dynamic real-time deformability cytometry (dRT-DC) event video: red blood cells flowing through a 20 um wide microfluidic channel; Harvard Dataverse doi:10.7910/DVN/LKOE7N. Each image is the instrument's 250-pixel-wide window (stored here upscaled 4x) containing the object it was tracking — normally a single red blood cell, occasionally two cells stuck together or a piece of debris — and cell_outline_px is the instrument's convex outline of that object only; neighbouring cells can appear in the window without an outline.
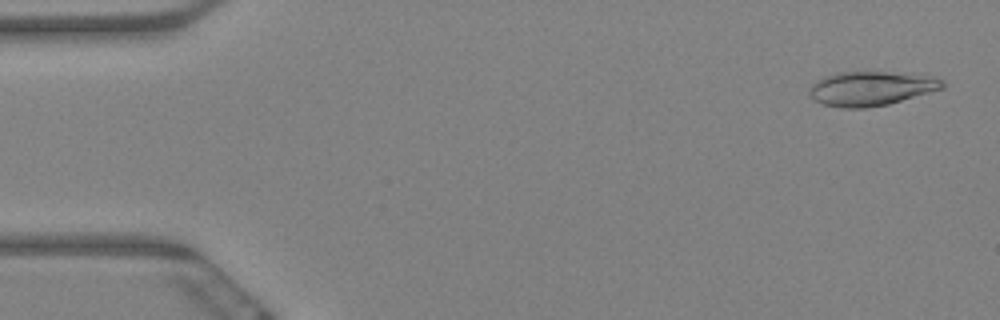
{"species": "Egyptian fruit bat (a non-hibernating species)", "species_latin": "Rousettus aegyptiacus", "temperature_condition": "warm", "stored_images_in_passage": 60, "camera_frame_rate_fps": 3000, "um_per_image_px": 0.085, "animal": {"sex": "female"}, "frame": {"image": 1, "passage_image": 2, "time_ms": 0.333, "image_size_px": [1000, 320], "cell_outline_px": [[944, 88], [888, 104], [868, 108], [840, 108], [820, 104], [808, 92], [812, 84], [816, 80], [824, 76], [836, 72], [888, 72], [932, 76], [944, 80]], "centroid_in_image_um": [74.02, 7.52], "position_along_channel_um": 11.0, "area_um2": 26.65}}
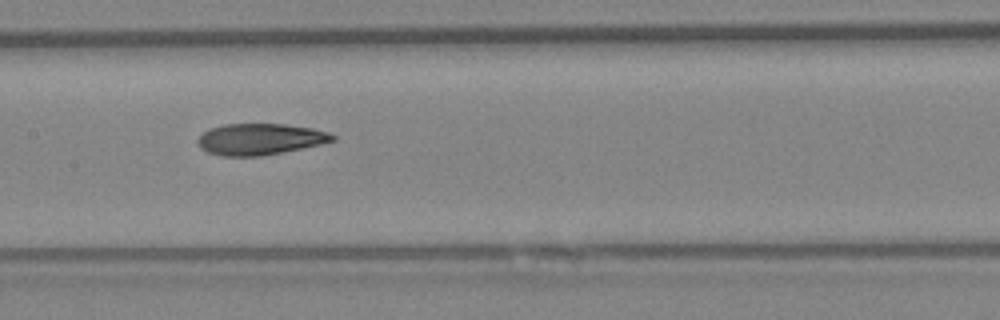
{"frame": {"image": 2, "passage_image": 29, "time_ms": 9.333, "image_size_px": [1000, 320], "cell_outline_px": [[336, 140], [320, 144], [260, 156], [220, 156], [208, 152], [200, 148], [196, 140], [208, 128], [224, 124], [284, 124], [312, 128], [328, 132], [336, 136]], "centroid_in_image_um": [22.06, 11.82], "position_along_channel_um": 185.3, "area_um2": 24.51}}
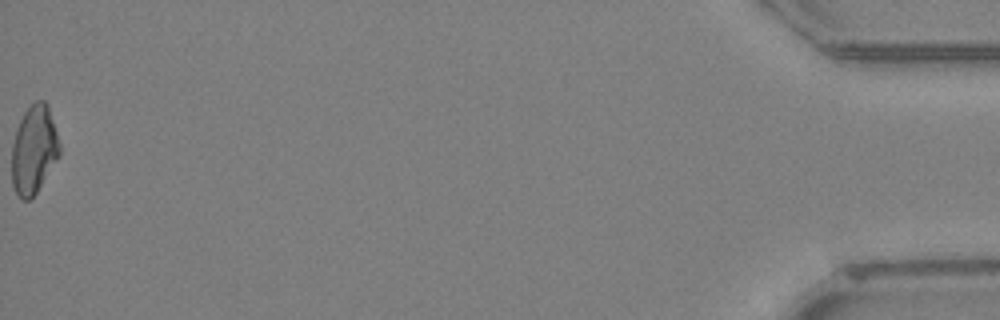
{"frame": {"image": 3, "passage_image": 60, "time_ms": 19.667, "image_size_px": [1000, 320], "cell_outline_px": [[60, 156], [36, 192], [28, 200], [20, 200], [12, 184], [12, 144], [16, 128], [24, 112], [36, 100], [44, 100], [48, 104], [60, 144]], "centroid_in_image_um": [2.88, 12.71], "position_along_channel_um": 432.3, "area_um2": 24.62}, "authors_computed_cell_mechanics": {"area_um2": 25.0852, "velocity_mm_per_s": 3.3811, "shape_relaxation_time_tau1_ms": 11.0168, "shape_relaxation_time_tau2_ms": 4.3647, "deformation_change_tau1": 0.2346, "deformation_change_tau2": 0.1253}}